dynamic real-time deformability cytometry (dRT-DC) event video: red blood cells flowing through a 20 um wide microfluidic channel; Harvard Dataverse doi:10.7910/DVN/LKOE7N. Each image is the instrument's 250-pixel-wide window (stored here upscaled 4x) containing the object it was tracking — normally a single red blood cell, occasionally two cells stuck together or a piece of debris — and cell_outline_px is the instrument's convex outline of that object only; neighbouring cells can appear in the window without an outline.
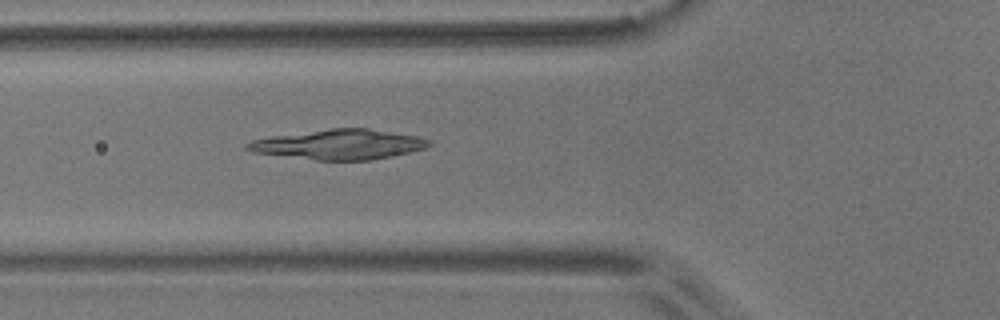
{"species": "common noctule bat (a hibernating species)", "species_latin": "Nyctalus noctula", "temperature_condition": "room temperature", "stored_images_in_passage": 54, "camera_frame_rate_fps": 3000, "um_per_image_px": 0.085, "animal": {"sex": "male", "body_mass_g": 17.9}, "frame": {"image": 1, "passage_image": 19, "time_ms": 6.0, "image_size_px": [1000, 320], "cell_outline_px": [[436, 144], [428, 148], [372, 160], [316, 160], [252, 152], [244, 148], [244, 144], [252, 140], [272, 136], [332, 128], [368, 128], [420, 136], [432, 140]], "centroid_in_image_um": [28.89, 12.27], "position_along_channel_um": 96.9, "area_um2": 31.96}}
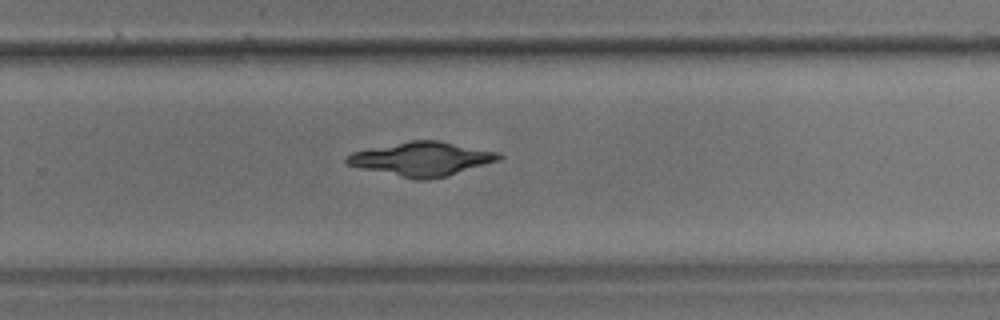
{"frame": {"image": 2, "passage_image": 35, "time_ms": 11.333, "image_size_px": [1000, 320], "cell_outline_px": [[504, 156], [500, 160], [448, 176], [428, 180], [416, 180], [360, 168], [344, 164], [344, 156], [352, 152], [368, 148], [412, 140], [440, 140], [500, 152]], "centroid_in_image_um": [35.85, 13.51], "position_along_channel_um": 293.9, "area_um2": 30.52}}
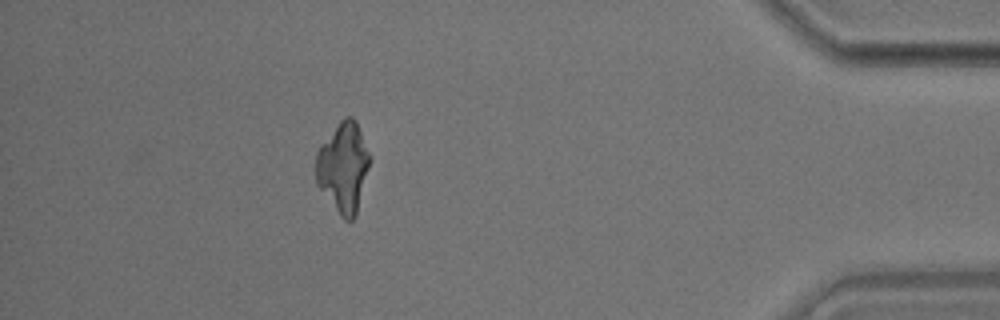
{"frame": {"image": 3, "passage_image": 48, "time_ms": 15.667, "image_size_px": [1000, 320], "cell_outline_px": [[372, 156], [356, 216], [352, 220], [344, 220], [340, 216], [316, 184], [316, 152], [320, 144], [340, 120], [344, 116], [352, 116], [356, 120]], "centroid_in_image_um": [29.19, 14.19], "position_along_channel_um": 406.0, "area_um2": 28.67}}